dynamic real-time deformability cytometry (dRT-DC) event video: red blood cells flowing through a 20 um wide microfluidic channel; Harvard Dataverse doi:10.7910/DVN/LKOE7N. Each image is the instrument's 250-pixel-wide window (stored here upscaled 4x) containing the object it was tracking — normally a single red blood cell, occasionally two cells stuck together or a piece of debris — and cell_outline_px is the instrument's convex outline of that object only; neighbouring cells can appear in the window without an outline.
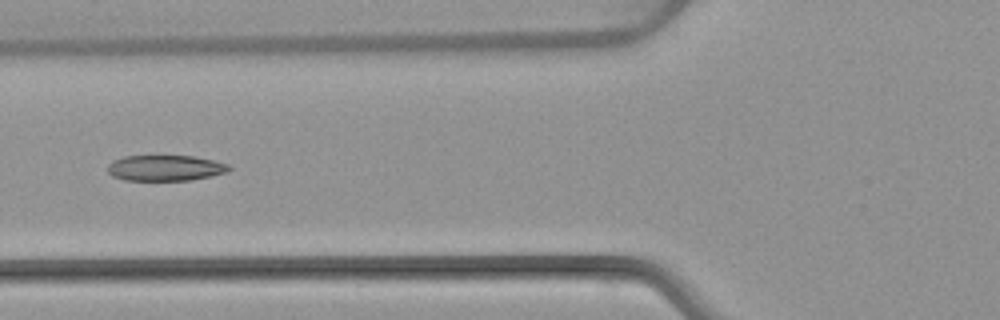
{"species": "common noctule bat (a hibernating species)", "species_latin": "Nyctalus noctula", "temperature_condition": "warm", "stored_images_in_passage": 5, "camera_frame_rate_fps": 3000, "um_per_image_px": 0.085, "animal": {"sex": "female", "body_mass_g": 22.7, "forearm_length_mm": 54.2}, "frame": {"image": 1, "passage_image": 5, "time_ms": 4.667, "image_size_px": [1000, 320], "cell_outline_px": [[232, 168], [228, 172], [212, 176], [188, 180], [124, 180], [112, 176], [108, 172], [108, 164], [112, 160], [124, 156], [192, 156], [232, 164]], "centroid_in_image_um": [14.07, 14.27], "position_along_channel_um": 111.7, "area_um2": 18.32}}